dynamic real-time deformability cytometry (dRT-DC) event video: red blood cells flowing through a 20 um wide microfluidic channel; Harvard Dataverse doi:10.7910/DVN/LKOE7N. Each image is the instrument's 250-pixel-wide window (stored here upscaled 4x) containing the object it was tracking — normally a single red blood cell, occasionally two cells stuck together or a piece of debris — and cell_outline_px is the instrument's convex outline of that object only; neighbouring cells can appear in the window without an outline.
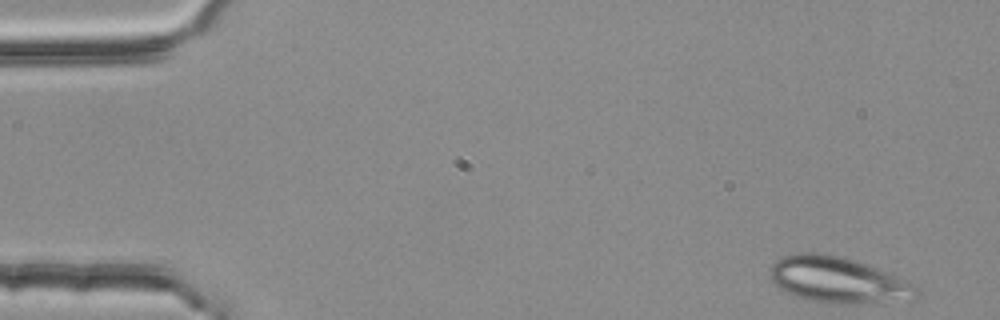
{"species": "common noctule bat (a hibernating species)", "species_latin": "Nyctalus noctula", "temperature_condition": "room temperature", "stored_images_in_passage": 49, "camera_frame_rate_fps": 3000, "um_per_image_px": 0.085, "animal": {"sex": "female", "body_mass_g": 25.1}, "frame": {"image": 1, "passage_image": 1, "time_ms": 0.0, "image_size_px": [1000, 320], "cell_outline_px": [[920, 296], [916, 300], [844, 304], [840, 304], [804, 300], [780, 288], [772, 280], [772, 264], [776, 260], [784, 256], [796, 252], [820, 252], [840, 256], [900, 276], [916, 284], [920, 288]], "centroid_in_image_um": [71.33, 23.81], "position_along_channel_um": 13.7, "area_um2": 39.59}}
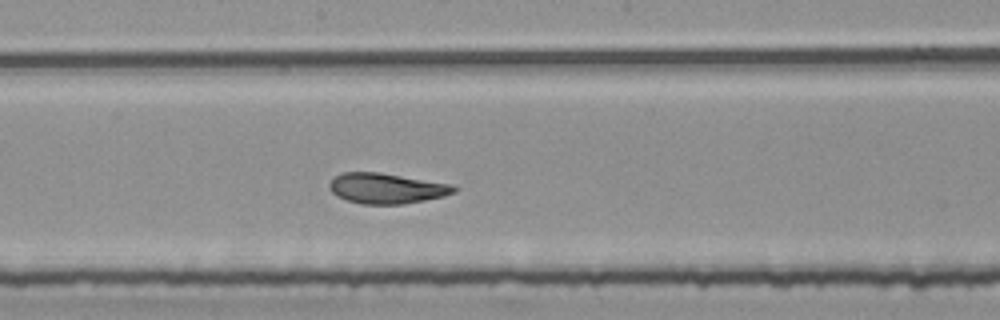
{"frame": {"image": 2, "passage_image": 27, "time_ms": 8.667, "image_size_px": [1000, 320], "cell_outline_px": [[460, 188], [456, 192], [444, 196], [404, 204], [360, 204], [336, 196], [328, 188], [328, 184], [340, 172], [380, 172], [452, 184]], "centroid_in_image_um": [32.87, 16.0], "position_along_channel_um": 215.3, "area_um2": 22.25}}
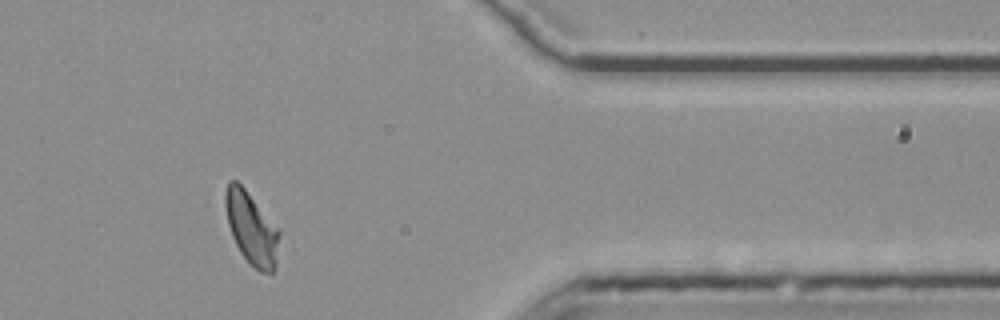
{"frame": {"image": 3, "passage_image": 43, "time_ms": 14.0, "image_size_px": [1000, 320], "cell_outline_px": [[280, 236], [276, 268], [272, 272], [260, 272], [248, 264], [240, 252], [232, 236], [228, 224], [224, 204], [224, 192], [228, 180], [236, 180], [244, 188], [280, 232]], "centroid_in_image_um": [21.35, 19.44], "position_along_channel_um": 390.0, "area_um2": 22.72}, "authors_computed_cell_mechanics": {"area_um2": 22.7154, "velocity_mm_per_s": 3.7379, "shape_relaxation_time_tau1_ms": 9.1387, "shape_relaxation_time_tau2_ms": 1.6594, "deformation_change_tau1": 0.2246, "deformation_change_tau2": 0.0784}}